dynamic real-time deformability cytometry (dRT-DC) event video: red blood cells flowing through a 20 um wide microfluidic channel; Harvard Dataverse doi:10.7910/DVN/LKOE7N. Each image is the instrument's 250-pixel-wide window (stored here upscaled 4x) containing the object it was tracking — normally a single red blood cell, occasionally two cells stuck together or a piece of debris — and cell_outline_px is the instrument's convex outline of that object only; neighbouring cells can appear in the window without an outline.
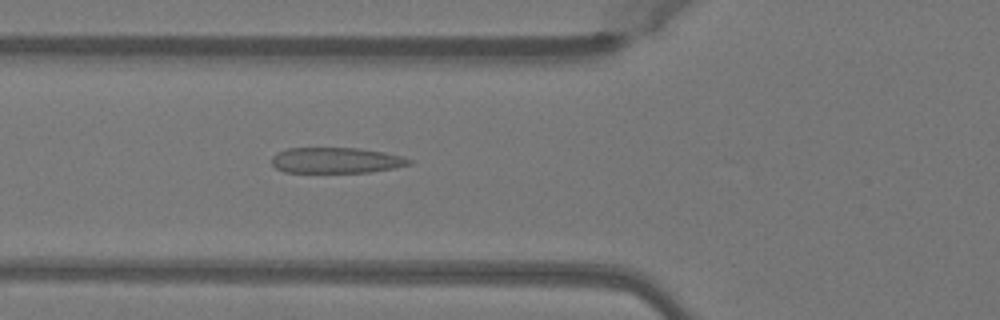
{"species": "Egyptian fruit bat (a non-hibernating species)", "species_latin": "Rousettus aegyptiacus", "temperature_condition": "warm", "stored_images_in_passage": 48, "camera_frame_rate_fps": 3000, "um_per_image_px": 0.085, "animal": {"sex": "female"}, "frame": {"image": 1, "passage_image": 17, "time_ms": 5.333, "image_size_px": [1000, 320], "cell_outline_px": [[412, 164], [392, 168], [368, 172], [284, 172], [276, 168], [272, 164], [272, 156], [276, 152], [288, 148], [360, 148], [384, 152], [400, 156], [412, 160]], "centroid_in_image_um": [28.54, 13.62], "position_along_channel_um": 97.3, "area_um2": 20.52}}
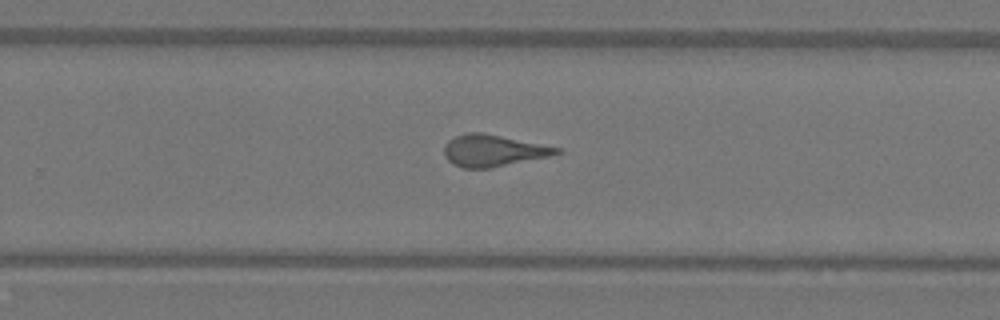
{"frame": {"image": 2, "passage_image": 31, "time_ms": 10.0, "image_size_px": [1000, 320], "cell_outline_px": [[564, 152], [548, 156], [488, 168], [460, 168], [452, 164], [444, 156], [444, 144], [448, 140], [464, 132], [484, 132], [560, 148]], "centroid_in_image_um": [41.86, 12.79], "position_along_channel_um": 287.9, "area_um2": 20.75}}
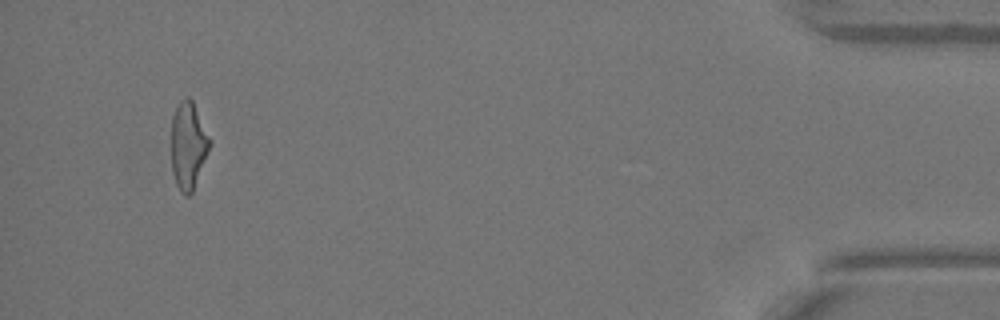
{"frame": {"image": 3, "passage_image": 46, "time_ms": 15.0, "image_size_px": [1000, 320], "cell_outline_px": [[212, 144], [192, 192], [188, 196], [184, 196], [180, 192], [176, 184], [172, 172], [172, 116], [180, 100], [188, 96], [192, 100], [212, 140]], "centroid_in_image_um": [16.02, 12.37], "position_along_channel_um": 419.2, "area_um2": 19.65}, "authors_computed_cell_mechanics": {"area_um2": 21.0392, "velocity_mm_per_s": 4.0695, "shape_relaxation_time_tau1_ms": null, "shape_relaxation_time_tau2_ms": 1.1856, "deformation_change_tau1": null, "deformation_change_tau2": 0.1}}